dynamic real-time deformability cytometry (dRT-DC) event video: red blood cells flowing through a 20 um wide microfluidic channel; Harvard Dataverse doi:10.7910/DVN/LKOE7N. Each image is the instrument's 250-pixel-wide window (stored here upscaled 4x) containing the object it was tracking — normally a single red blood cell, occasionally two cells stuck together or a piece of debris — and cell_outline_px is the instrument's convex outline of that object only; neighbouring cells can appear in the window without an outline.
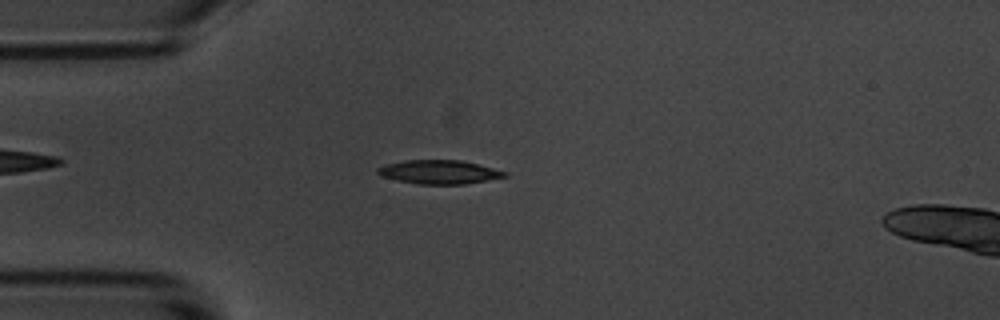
{"species": "common noctule bat (a hibernating species)", "species_latin": "Nyctalus noctula", "temperature_condition": "room temperature", "stored_images_in_passage": 2, "camera_frame_rate_fps": 3000, "um_per_image_px": 0.085, "animal": {"sex": "male", "body_mass_g": 20.1, "forearm_length_mm": 53.5}, "frame": {"image": 1, "passage_image": 2, "time_ms": 1.0, "image_size_px": [1000, 320], "cell_outline_px": [[508, 176], [488, 180], [464, 184], [420, 184], [396, 180], [380, 176], [376, 172], [376, 168], [384, 164], [404, 160], [460, 160], [508, 172]], "centroid_in_image_um": [37.28, 14.62], "position_along_channel_um": 47.7, "area_um2": 17.63}}